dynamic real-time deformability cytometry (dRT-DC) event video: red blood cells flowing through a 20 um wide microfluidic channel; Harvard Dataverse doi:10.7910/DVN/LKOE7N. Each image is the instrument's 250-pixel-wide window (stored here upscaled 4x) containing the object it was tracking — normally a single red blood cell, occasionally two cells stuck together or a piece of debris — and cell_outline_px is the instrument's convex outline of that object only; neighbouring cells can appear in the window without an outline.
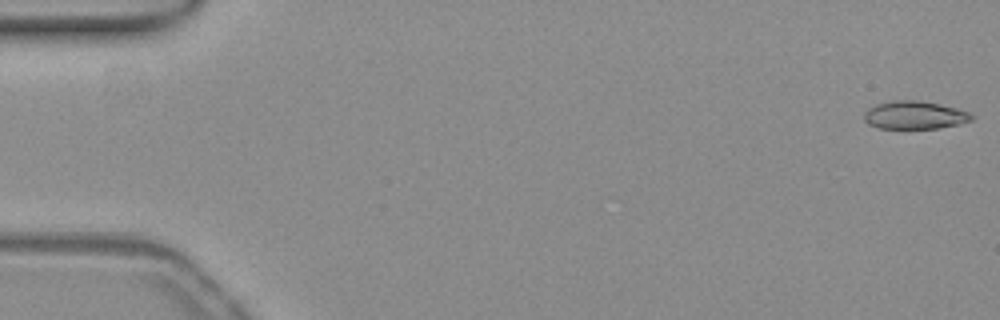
{"species": "common noctule bat (a hibernating species)", "species_latin": "Nyctalus noctula", "temperature_condition": "warm", "stored_images_in_passage": 21, "camera_frame_rate_fps": 3000, "um_per_image_px": 0.085, "animal": {"sex": "female", "body_mass_g": 19.3, "forearm_length_mm": 54.1}, "frame": {"image": 1, "passage_image": 1, "time_ms": 0.0, "image_size_px": [1000, 320], "cell_outline_px": [[972, 120], [960, 124], [940, 128], [880, 128], [868, 124], [864, 120], [864, 112], [868, 108], [876, 104], [896, 100], [912, 100], [940, 104], [956, 108], [968, 112], [972, 116]], "centroid_in_image_um": [77.72, 9.79], "position_along_channel_um": 7.3, "area_um2": 17.4}}
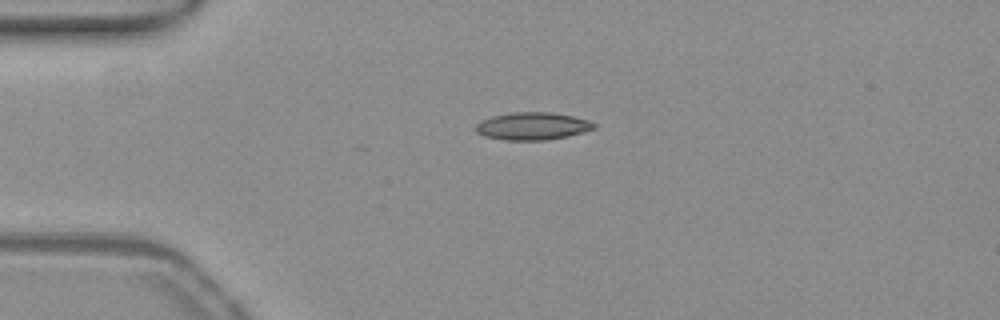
{"frame": {"image": 2, "passage_image": 13, "time_ms": 4.0, "image_size_px": [1000, 320], "cell_outline_px": [[596, 128], [584, 132], [568, 136], [548, 140], [504, 140], [484, 136], [476, 132], [476, 124], [480, 120], [492, 116], [512, 112], [552, 112], [572, 116], [596, 124]], "centroid_in_image_um": [45.23, 10.72], "position_along_channel_um": 39.8, "area_um2": 19.02}}
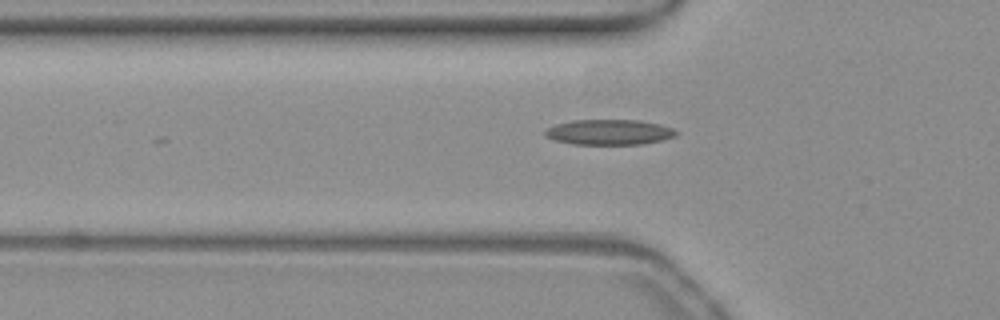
{"frame": {"image": 3, "passage_image": 18, "time_ms": 5.667, "image_size_px": [1000, 320], "cell_outline_px": [[680, 132], [676, 136], [660, 140], [640, 144], [572, 144], [556, 140], [544, 136], [544, 132], [548, 128], [556, 124], [572, 120], [640, 120], [660, 124], [672, 128]], "centroid_in_image_um": [51.79, 11.22], "position_along_channel_um": 74.0, "area_um2": 19.31}}